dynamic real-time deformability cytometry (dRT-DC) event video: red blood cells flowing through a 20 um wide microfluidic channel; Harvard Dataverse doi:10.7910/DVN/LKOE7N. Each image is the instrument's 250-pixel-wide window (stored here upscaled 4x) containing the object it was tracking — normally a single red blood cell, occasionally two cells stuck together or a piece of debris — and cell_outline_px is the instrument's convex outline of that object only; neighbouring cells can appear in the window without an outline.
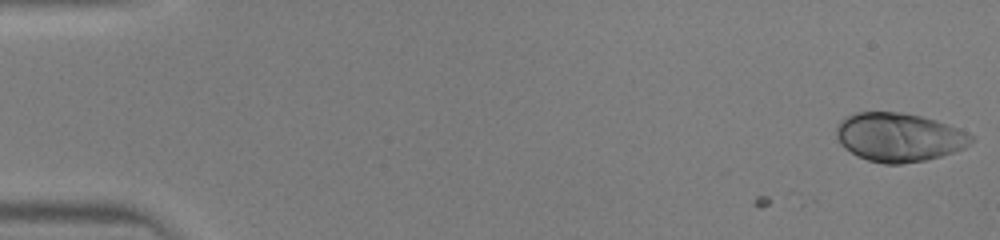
{"species": "human", "species_latin": "Homo sapiens", "temperature_condition": "warm", "stored_images_in_passage": 5, "camera_frame_rate_fps": 3000, "um_per_image_px": 0.085, "donor": {"sex": "male"}, "frame": {"image": 1, "passage_image": 1, "time_ms": 0.0, "image_size_px": [1000, 240], "cell_outline_px": [[976, 140], [964, 148], [940, 156], [924, 160], [900, 164], [884, 164], [868, 160], [844, 148], [840, 144], [836, 136], [836, 128], [848, 116], [856, 112], [900, 112], [920, 116], [936, 120], [956, 128], [972, 136]], "centroid_in_image_um": [76.41, 11.67], "position_along_channel_um": 8.6, "area_um2": 37.8}}